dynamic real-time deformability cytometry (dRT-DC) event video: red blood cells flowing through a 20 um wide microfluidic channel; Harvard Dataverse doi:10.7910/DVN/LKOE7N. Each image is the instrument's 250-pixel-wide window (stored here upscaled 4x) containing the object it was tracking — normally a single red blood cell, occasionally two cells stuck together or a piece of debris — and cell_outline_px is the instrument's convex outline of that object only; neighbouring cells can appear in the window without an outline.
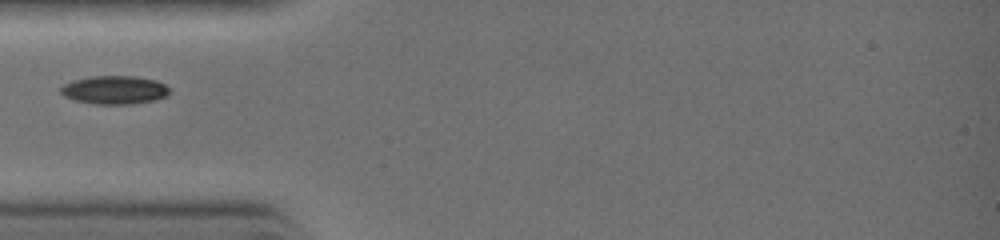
{"species": "common noctule bat (a hibernating species)", "species_latin": "Nyctalus noctula", "temperature_condition": "warm", "stored_images_in_passage": 21, "camera_frame_rate_fps": 3000, "um_per_image_px": 0.085, "animal": {"sex": "female", "body_mass_g": 19.0, "forearm_length_mm": 51.5}, "frame": {"image": 1, "passage_image": 1, "time_ms": 0.0, "image_size_px": [1000, 240], "cell_outline_px": [[168, 92], [164, 96], [152, 100], [132, 104], [96, 104], [76, 100], [64, 96], [60, 92], [60, 88], [64, 84], [72, 80], [92, 76], [132, 76], [156, 80], [164, 84], [168, 88]], "centroid_in_image_um": [9.68, 7.64], "position_along_channel_um": 75.3, "area_um2": 17.74}}